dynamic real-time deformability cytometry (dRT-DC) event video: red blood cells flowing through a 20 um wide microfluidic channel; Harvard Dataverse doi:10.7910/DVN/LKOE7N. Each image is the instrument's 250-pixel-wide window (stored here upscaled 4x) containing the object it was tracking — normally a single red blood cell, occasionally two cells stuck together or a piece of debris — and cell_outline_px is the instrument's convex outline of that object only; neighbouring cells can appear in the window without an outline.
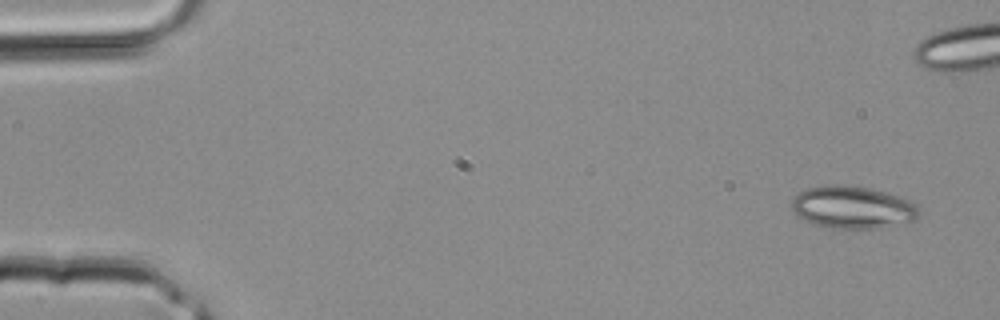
{"species": "common noctule bat (a hibernating species)", "species_latin": "Nyctalus noctula", "temperature_condition": "room temperature", "stored_images_in_passage": 3, "camera_frame_rate_fps": 3000, "um_per_image_px": 0.085, "animal": {"sex": "male", "body_mass_g": 20.4}, "frame": {"image": 1, "passage_image": 3, "time_ms": 0.667, "image_size_px": [1000, 320], "cell_outline_px": [[920, 212], [912, 220], [880, 228], [832, 228], [816, 224], [800, 216], [792, 208], [792, 200], [800, 192], [808, 188], [824, 184], [840, 184], [868, 188], [900, 196], [916, 204]], "centroid_in_image_um": [72.48, 17.6], "position_along_channel_um": 12.5, "area_um2": 30.92}}